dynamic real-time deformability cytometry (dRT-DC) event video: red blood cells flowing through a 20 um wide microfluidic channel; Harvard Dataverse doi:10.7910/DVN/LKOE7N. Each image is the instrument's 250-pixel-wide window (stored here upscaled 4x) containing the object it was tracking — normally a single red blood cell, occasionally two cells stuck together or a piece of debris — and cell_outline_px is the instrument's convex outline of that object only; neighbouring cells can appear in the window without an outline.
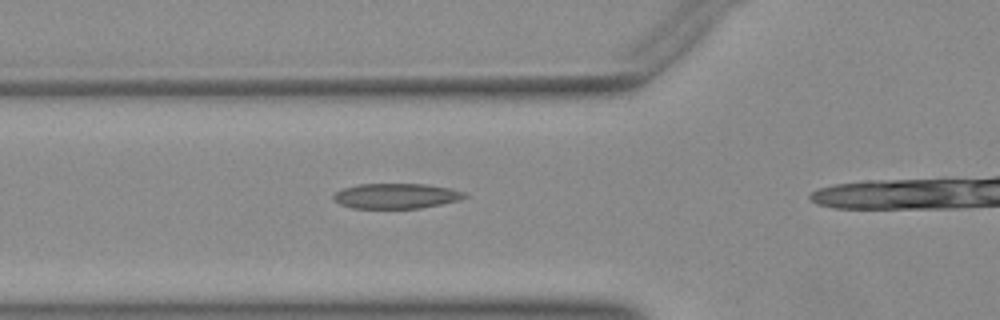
{"species": "Egyptian fruit bat (a non-hibernating species)", "species_latin": "Rousettus aegyptiacus", "temperature_condition": "warm", "stored_images_in_passage": 11, "camera_frame_rate_fps": 3000, "um_per_image_px": 0.085, "animal": {"sex": "female"}, "frame": {"image": 1, "passage_image": 7, "time_ms": 2.0, "image_size_px": [1000, 320], "cell_outline_px": [[468, 196], [460, 200], [420, 208], [352, 208], [340, 204], [332, 196], [336, 192], [344, 188], [360, 184], [424, 184], [452, 188], [464, 192]], "centroid_in_image_um": [33.7, 16.65], "position_along_channel_um": 92.1, "area_um2": 19.13}}
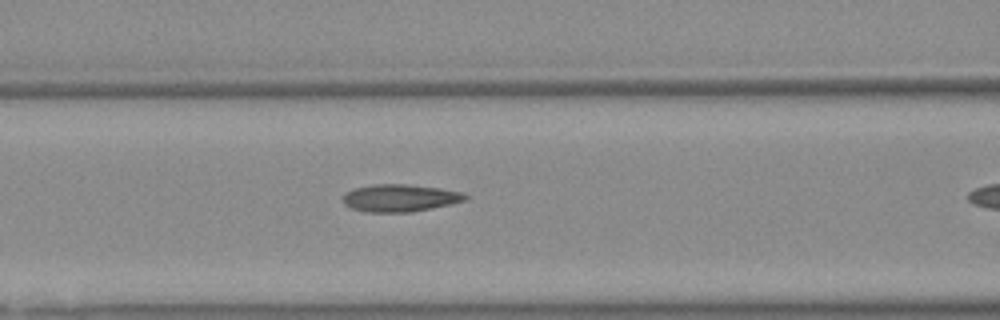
{"frame": {"image": 2, "passage_image": 10, "time_ms": 3.0, "image_size_px": [1000, 320], "cell_outline_px": [[468, 200], [432, 208], [412, 212], [368, 212], [352, 208], [344, 204], [344, 196], [348, 192], [356, 188], [372, 184], [408, 184], [440, 188], [464, 192], [468, 196]], "centroid_in_image_um": [34.06, 16.82], "position_along_channel_um": 132.5, "area_um2": 19.48}}